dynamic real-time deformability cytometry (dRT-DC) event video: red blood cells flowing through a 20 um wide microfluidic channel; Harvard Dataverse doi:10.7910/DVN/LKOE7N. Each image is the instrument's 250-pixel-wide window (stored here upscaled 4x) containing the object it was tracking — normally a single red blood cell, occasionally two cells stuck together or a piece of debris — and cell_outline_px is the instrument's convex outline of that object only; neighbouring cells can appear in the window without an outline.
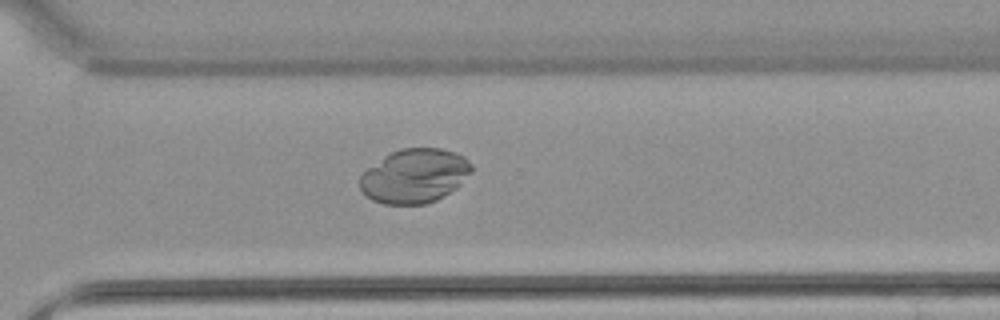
{"species": "common noctule bat (a hibernating species)", "species_latin": "Nyctalus noctula", "temperature_condition": "warm", "stored_images_in_passage": 53, "camera_frame_rate_fps": 3000, "um_per_image_px": 0.085, "animal": {"sex": "female", "body_mass_g": 22.7, "forearm_length_mm": 54.2}, "frame": {"image": 1, "passage_image": 38, "time_ms": 12.333, "image_size_px": [1000, 320], "cell_outline_px": [[472, 172], [456, 188], [436, 200], [424, 204], [384, 204], [372, 200], [360, 188], [360, 176], [368, 168], [384, 156], [400, 148], [440, 148], [456, 152], [464, 156], [472, 164]], "centroid_in_image_um": [35.26, 14.94], "position_along_channel_um": 335.3, "area_um2": 35.14}}